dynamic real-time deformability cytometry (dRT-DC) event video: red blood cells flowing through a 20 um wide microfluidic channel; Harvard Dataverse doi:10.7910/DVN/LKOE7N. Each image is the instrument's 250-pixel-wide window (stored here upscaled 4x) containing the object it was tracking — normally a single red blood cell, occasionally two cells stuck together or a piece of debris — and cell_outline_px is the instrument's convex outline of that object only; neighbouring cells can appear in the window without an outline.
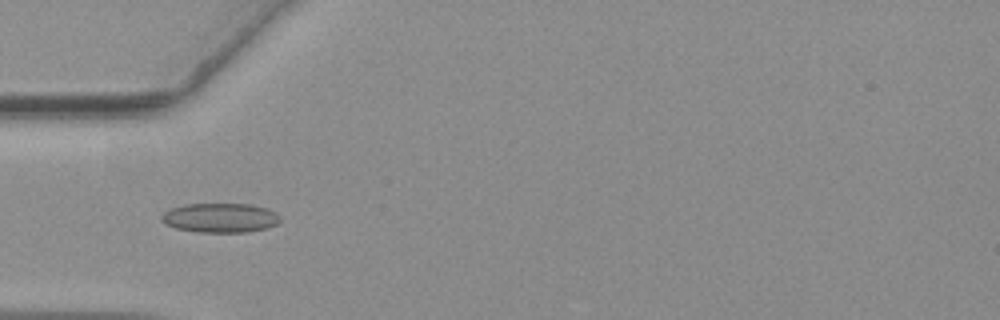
{"species": "common noctule bat (a hibernating species)", "species_latin": "Nyctalus noctula", "temperature_condition": "warm", "stored_images_in_passage": 6, "camera_frame_rate_fps": 3000, "um_per_image_px": 0.085, "animal": {"sex": "female", "body_mass_g": 19.3, "forearm_length_mm": 54.1}, "frame": {"image": 1, "passage_image": 4, "time_ms": 1.0, "image_size_px": [1000, 320], "cell_outline_px": [[280, 220], [276, 224], [268, 228], [248, 232], [196, 232], [176, 228], [164, 224], [160, 220], [160, 216], [168, 208], [184, 204], [248, 204], [268, 208], [276, 212], [280, 216]], "centroid_in_image_um": [18.69, 18.51], "position_along_channel_um": 66.3, "area_um2": 20.63}}